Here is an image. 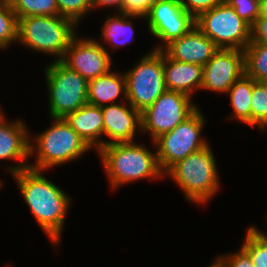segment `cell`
Listing matches in <instances>:
<instances>
[{
    "label": "cell",
    "mask_w": 267,
    "mask_h": 267,
    "mask_svg": "<svg viewBox=\"0 0 267 267\" xmlns=\"http://www.w3.org/2000/svg\"><path fill=\"white\" fill-rule=\"evenodd\" d=\"M12 175L39 225L52 242L58 243L70 199L41 170L29 167Z\"/></svg>",
    "instance_id": "6da1fadb"
},
{
    "label": "cell",
    "mask_w": 267,
    "mask_h": 267,
    "mask_svg": "<svg viewBox=\"0 0 267 267\" xmlns=\"http://www.w3.org/2000/svg\"><path fill=\"white\" fill-rule=\"evenodd\" d=\"M98 151L112 188L136 179L164 176L157 154L136 142L109 144Z\"/></svg>",
    "instance_id": "7a4b0ae2"
},
{
    "label": "cell",
    "mask_w": 267,
    "mask_h": 267,
    "mask_svg": "<svg viewBox=\"0 0 267 267\" xmlns=\"http://www.w3.org/2000/svg\"><path fill=\"white\" fill-rule=\"evenodd\" d=\"M76 25L73 20L59 15L19 18L17 41L33 50L56 55V61H61L76 36L73 30Z\"/></svg>",
    "instance_id": "3957f363"
},
{
    "label": "cell",
    "mask_w": 267,
    "mask_h": 267,
    "mask_svg": "<svg viewBox=\"0 0 267 267\" xmlns=\"http://www.w3.org/2000/svg\"><path fill=\"white\" fill-rule=\"evenodd\" d=\"M215 158L209 145L173 165L166 173L175 179L186 199L206 203L219 188Z\"/></svg>",
    "instance_id": "277c9868"
},
{
    "label": "cell",
    "mask_w": 267,
    "mask_h": 267,
    "mask_svg": "<svg viewBox=\"0 0 267 267\" xmlns=\"http://www.w3.org/2000/svg\"><path fill=\"white\" fill-rule=\"evenodd\" d=\"M53 120V125L36 137L37 146L33 147L30 143V155L37 151L36 162L29 165L32 169L43 172L49 167L74 160L90 149L64 118Z\"/></svg>",
    "instance_id": "5b68a950"
},
{
    "label": "cell",
    "mask_w": 267,
    "mask_h": 267,
    "mask_svg": "<svg viewBox=\"0 0 267 267\" xmlns=\"http://www.w3.org/2000/svg\"><path fill=\"white\" fill-rule=\"evenodd\" d=\"M126 79V100L142 113L165 91L163 51L153 50L140 63L124 74Z\"/></svg>",
    "instance_id": "8992f818"
},
{
    "label": "cell",
    "mask_w": 267,
    "mask_h": 267,
    "mask_svg": "<svg viewBox=\"0 0 267 267\" xmlns=\"http://www.w3.org/2000/svg\"><path fill=\"white\" fill-rule=\"evenodd\" d=\"M49 90V110L53 118H64L87 104L88 81L61 61L45 69Z\"/></svg>",
    "instance_id": "52a82bcc"
},
{
    "label": "cell",
    "mask_w": 267,
    "mask_h": 267,
    "mask_svg": "<svg viewBox=\"0 0 267 267\" xmlns=\"http://www.w3.org/2000/svg\"><path fill=\"white\" fill-rule=\"evenodd\" d=\"M195 26L219 48L244 50L251 40V26L225 1L201 13Z\"/></svg>",
    "instance_id": "ba28073f"
},
{
    "label": "cell",
    "mask_w": 267,
    "mask_h": 267,
    "mask_svg": "<svg viewBox=\"0 0 267 267\" xmlns=\"http://www.w3.org/2000/svg\"><path fill=\"white\" fill-rule=\"evenodd\" d=\"M203 125L204 117L197 109L172 131L154 140L158 147L156 152L158 163L163 173L180 160L208 145L207 141L199 137Z\"/></svg>",
    "instance_id": "9c48e42d"
},
{
    "label": "cell",
    "mask_w": 267,
    "mask_h": 267,
    "mask_svg": "<svg viewBox=\"0 0 267 267\" xmlns=\"http://www.w3.org/2000/svg\"><path fill=\"white\" fill-rule=\"evenodd\" d=\"M197 109L191 102V96L179 91L166 90L141 113V130L151 132V138L154 141L159 136L172 131Z\"/></svg>",
    "instance_id": "30bf717a"
},
{
    "label": "cell",
    "mask_w": 267,
    "mask_h": 267,
    "mask_svg": "<svg viewBox=\"0 0 267 267\" xmlns=\"http://www.w3.org/2000/svg\"><path fill=\"white\" fill-rule=\"evenodd\" d=\"M150 32L165 46L184 36L195 26V18L189 14L180 0H160L145 15Z\"/></svg>",
    "instance_id": "8fae6325"
},
{
    "label": "cell",
    "mask_w": 267,
    "mask_h": 267,
    "mask_svg": "<svg viewBox=\"0 0 267 267\" xmlns=\"http://www.w3.org/2000/svg\"><path fill=\"white\" fill-rule=\"evenodd\" d=\"M61 62L70 70L78 72L87 81L110 71L111 57L97 41L78 39L70 42Z\"/></svg>",
    "instance_id": "7c38bea8"
},
{
    "label": "cell",
    "mask_w": 267,
    "mask_h": 267,
    "mask_svg": "<svg viewBox=\"0 0 267 267\" xmlns=\"http://www.w3.org/2000/svg\"><path fill=\"white\" fill-rule=\"evenodd\" d=\"M244 74V50L219 48L203 66L201 88L226 93Z\"/></svg>",
    "instance_id": "4fadbf2b"
},
{
    "label": "cell",
    "mask_w": 267,
    "mask_h": 267,
    "mask_svg": "<svg viewBox=\"0 0 267 267\" xmlns=\"http://www.w3.org/2000/svg\"><path fill=\"white\" fill-rule=\"evenodd\" d=\"M154 50H162L172 60L203 67L219 50V47L194 26L184 36L167 44L165 48L159 46Z\"/></svg>",
    "instance_id": "5bb4252c"
},
{
    "label": "cell",
    "mask_w": 267,
    "mask_h": 267,
    "mask_svg": "<svg viewBox=\"0 0 267 267\" xmlns=\"http://www.w3.org/2000/svg\"><path fill=\"white\" fill-rule=\"evenodd\" d=\"M129 107L128 109L124 104L118 105V103L106 104L101 107L104 118V135L111 138V141L103 142V146L133 142L136 128L141 129V113L130 104Z\"/></svg>",
    "instance_id": "9a60e30c"
},
{
    "label": "cell",
    "mask_w": 267,
    "mask_h": 267,
    "mask_svg": "<svg viewBox=\"0 0 267 267\" xmlns=\"http://www.w3.org/2000/svg\"><path fill=\"white\" fill-rule=\"evenodd\" d=\"M5 118H0V159H13L20 161V165L9 169L12 174L23 169L29 168L25 162L30 156V141L28 138L26 126L22 121H16L12 124L6 123ZM5 121V122H4Z\"/></svg>",
    "instance_id": "2e32d148"
},
{
    "label": "cell",
    "mask_w": 267,
    "mask_h": 267,
    "mask_svg": "<svg viewBox=\"0 0 267 267\" xmlns=\"http://www.w3.org/2000/svg\"><path fill=\"white\" fill-rule=\"evenodd\" d=\"M163 68L167 91H179L191 96L195 89H201L202 66L172 60L163 52Z\"/></svg>",
    "instance_id": "e0dca14e"
},
{
    "label": "cell",
    "mask_w": 267,
    "mask_h": 267,
    "mask_svg": "<svg viewBox=\"0 0 267 267\" xmlns=\"http://www.w3.org/2000/svg\"><path fill=\"white\" fill-rule=\"evenodd\" d=\"M65 121L89 146H95L97 150L103 147V141H99L104 134V118L101 107L85 104L74 112L64 117Z\"/></svg>",
    "instance_id": "ac0fdd59"
},
{
    "label": "cell",
    "mask_w": 267,
    "mask_h": 267,
    "mask_svg": "<svg viewBox=\"0 0 267 267\" xmlns=\"http://www.w3.org/2000/svg\"><path fill=\"white\" fill-rule=\"evenodd\" d=\"M120 93L126 98L125 75L109 71L88 81L87 103L98 107L104 106V102L113 104Z\"/></svg>",
    "instance_id": "d6986e66"
},
{
    "label": "cell",
    "mask_w": 267,
    "mask_h": 267,
    "mask_svg": "<svg viewBox=\"0 0 267 267\" xmlns=\"http://www.w3.org/2000/svg\"><path fill=\"white\" fill-rule=\"evenodd\" d=\"M256 81L244 74L227 91L234 110L233 118L251 125V95Z\"/></svg>",
    "instance_id": "ffe728a7"
},
{
    "label": "cell",
    "mask_w": 267,
    "mask_h": 267,
    "mask_svg": "<svg viewBox=\"0 0 267 267\" xmlns=\"http://www.w3.org/2000/svg\"><path fill=\"white\" fill-rule=\"evenodd\" d=\"M120 16L108 17L106 18L105 25L102 28L101 36L108 42L110 45L115 48L118 45H124L129 43L131 36L134 34V28L131 21H127V18L138 17L145 18L143 15H134L127 13H120ZM114 42V43H113ZM113 43V44H112Z\"/></svg>",
    "instance_id": "44dd1931"
},
{
    "label": "cell",
    "mask_w": 267,
    "mask_h": 267,
    "mask_svg": "<svg viewBox=\"0 0 267 267\" xmlns=\"http://www.w3.org/2000/svg\"><path fill=\"white\" fill-rule=\"evenodd\" d=\"M245 74L267 83V44L249 43L244 49Z\"/></svg>",
    "instance_id": "7402d4cb"
},
{
    "label": "cell",
    "mask_w": 267,
    "mask_h": 267,
    "mask_svg": "<svg viewBox=\"0 0 267 267\" xmlns=\"http://www.w3.org/2000/svg\"><path fill=\"white\" fill-rule=\"evenodd\" d=\"M11 8L17 19L37 15H59L56 0H12Z\"/></svg>",
    "instance_id": "603a6c76"
},
{
    "label": "cell",
    "mask_w": 267,
    "mask_h": 267,
    "mask_svg": "<svg viewBox=\"0 0 267 267\" xmlns=\"http://www.w3.org/2000/svg\"><path fill=\"white\" fill-rule=\"evenodd\" d=\"M255 125L267 127V83L257 81L251 95V126Z\"/></svg>",
    "instance_id": "cb8c5ba5"
},
{
    "label": "cell",
    "mask_w": 267,
    "mask_h": 267,
    "mask_svg": "<svg viewBox=\"0 0 267 267\" xmlns=\"http://www.w3.org/2000/svg\"><path fill=\"white\" fill-rule=\"evenodd\" d=\"M242 248L249 254L254 267H267V242L250 227Z\"/></svg>",
    "instance_id": "d4e9b609"
},
{
    "label": "cell",
    "mask_w": 267,
    "mask_h": 267,
    "mask_svg": "<svg viewBox=\"0 0 267 267\" xmlns=\"http://www.w3.org/2000/svg\"><path fill=\"white\" fill-rule=\"evenodd\" d=\"M17 30L18 19L11 5L0 4V48L17 40Z\"/></svg>",
    "instance_id": "484cf974"
},
{
    "label": "cell",
    "mask_w": 267,
    "mask_h": 267,
    "mask_svg": "<svg viewBox=\"0 0 267 267\" xmlns=\"http://www.w3.org/2000/svg\"><path fill=\"white\" fill-rule=\"evenodd\" d=\"M56 4L59 16L69 18L76 24L92 8V0H56Z\"/></svg>",
    "instance_id": "4316f807"
},
{
    "label": "cell",
    "mask_w": 267,
    "mask_h": 267,
    "mask_svg": "<svg viewBox=\"0 0 267 267\" xmlns=\"http://www.w3.org/2000/svg\"><path fill=\"white\" fill-rule=\"evenodd\" d=\"M225 2L250 26H252L259 17V5L253 0H225Z\"/></svg>",
    "instance_id": "83f0119b"
},
{
    "label": "cell",
    "mask_w": 267,
    "mask_h": 267,
    "mask_svg": "<svg viewBox=\"0 0 267 267\" xmlns=\"http://www.w3.org/2000/svg\"><path fill=\"white\" fill-rule=\"evenodd\" d=\"M184 9L195 19L203 12L209 11L225 0H180Z\"/></svg>",
    "instance_id": "f1b7e54d"
},
{
    "label": "cell",
    "mask_w": 267,
    "mask_h": 267,
    "mask_svg": "<svg viewBox=\"0 0 267 267\" xmlns=\"http://www.w3.org/2000/svg\"><path fill=\"white\" fill-rule=\"evenodd\" d=\"M226 267H254L249 254L241 248L236 254L218 256Z\"/></svg>",
    "instance_id": "f546056e"
},
{
    "label": "cell",
    "mask_w": 267,
    "mask_h": 267,
    "mask_svg": "<svg viewBox=\"0 0 267 267\" xmlns=\"http://www.w3.org/2000/svg\"><path fill=\"white\" fill-rule=\"evenodd\" d=\"M158 1L160 0H124L123 13L145 16Z\"/></svg>",
    "instance_id": "4dcf8cb0"
},
{
    "label": "cell",
    "mask_w": 267,
    "mask_h": 267,
    "mask_svg": "<svg viewBox=\"0 0 267 267\" xmlns=\"http://www.w3.org/2000/svg\"><path fill=\"white\" fill-rule=\"evenodd\" d=\"M250 43L267 44V18L258 17L251 26Z\"/></svg>",
    "instance_id": "1f68e13d"
},
{
    "label": "cell",
    "mask_w": 267,
    "mask_h": 267,
    "mask_svg": "<svg viewBox=\"0 0 267 267\" xmlns=\"http://www.w3.org/2000/svg\"><path fill=\"white\" fill-rule=\"evenodd\" d=\"M124 0H92V8L95 6H115L120 13H123Z\"/></svg>",
    "instance_id": "d6a6232c"
},
{
    "label": "cell",
    "mask_w": 267,
    "mask_h": 267,
    "mask_svg": "<svg viewBox=\"0 0 267 267\" xmlns=\"http://www.w3.org/2000/svg\"><path fill=\"white\" fill-rule=\"evenodd\" d=\"M259 17H266L267 18V0H264L259 5Z\"/></svg>",
    "instance_id": "836d02e7"
},
{
    "label": "cell",
    "mask_w": 267,
    "mask_h": 267,
    "mask_svg": "<svg viewBox=\"0 0 267 267\" xmlns=\"http://www.w3.org/2000/svg\"><path fill=\"white\" fill-rule=\"evenodd\" d=\"M210 267H226V266L223 264V262L219 258H217L216 262L211 264Z\"/></svg>",
    "instance_id": "e575fe53"
},
{
    "label": "cell",
    "mask_w": 267,
    "mask_h": 267,
    "mask_svg": "<svg viewBox=\"0 0 267 267\" xmlns=\"http://www.w3.org/2000/svg\"><path fill=\"white\" fill-rule=\"evenodd\" d=\"M266 242H267V235L261 231H259L256 227H252Z\"/></svg>",
    "instance_id": "d590c367"
},
{
    "label": "cell",
    "mask_w": 267,
    "mask_h": 267,
    "mask_svg": "<svg viewBox=\"0 0 267 267\" xmlns=\"http://www.w3.org/2000/svg\"><path fill=\"white\" fill-rule=\"evenodd\" d=\"M12 0H0V4L11 5Z\"/></svg>",
    "instance_id": "8d00e7d4"
},
{
    "label": "cell",
    "mask_w": 267,
    "mask_h": 267,
    "mask_svg": "<svg viewBox=\"0 0 267 267\" xmlns=\"http://www.w3.org/2000/svg\"><path fill=\"white\" fill-rule=\"evenodd\" d=\"M256 1L258 4H261L264 0H253Z\"/></svg>",
    "instance_id": "74e56055"
},
{
    "label": "cell",
    "mask_w": 267,
    "mask_h": 267,
    "mask_svg": "<svg viewBox=\"0 0 267 267\" xmlns=\"http://www.w3.org/2000/svg\"><path fill=\"white\" fill-rule=\"evenodd\" d=\"M0 108H1V107H0ZM1 110H2V109H0V118H1V117H2V115H3V114L1 113Z\"/></svg>",
    "instance_id": "f35d334b"
}]
</instances>
